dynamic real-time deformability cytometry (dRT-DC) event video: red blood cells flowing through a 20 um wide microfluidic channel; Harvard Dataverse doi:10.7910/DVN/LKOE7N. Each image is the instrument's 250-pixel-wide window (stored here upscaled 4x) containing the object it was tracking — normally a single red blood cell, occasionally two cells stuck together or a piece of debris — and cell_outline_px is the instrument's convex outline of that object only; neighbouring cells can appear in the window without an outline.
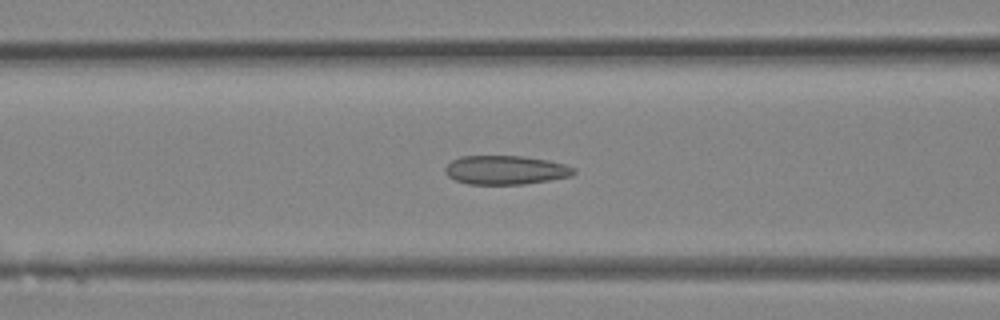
{"species": "Egyptian fruit bat (a non-hibernating species)", "species_latin": "Rousettus aegyptiacus", "temperature_condition": "room temperature", "stored_images_in_passage": 32, "camera_frame_rate_fps": 3000, "um_per_image_px": 0.085, "animal": {"sex": "female"}, "frame": {"image": 1, "passage_image": 13, "time_ms": 4.0, "image_size_px": [1000, 320], "cell_outline_px": [[576, 172], [572, 176], [524, 184], [468, 184], [456, 180], [448, 176], [444, 172], [444, 168], [452, 160], [460, 156], [520, 156], [548, 160], [564, 164], [576, 168]], "centroid_in_image_um": [42.97, 14.45], "position_along_channel_um": 123.6, "area_um2": 21.68}}
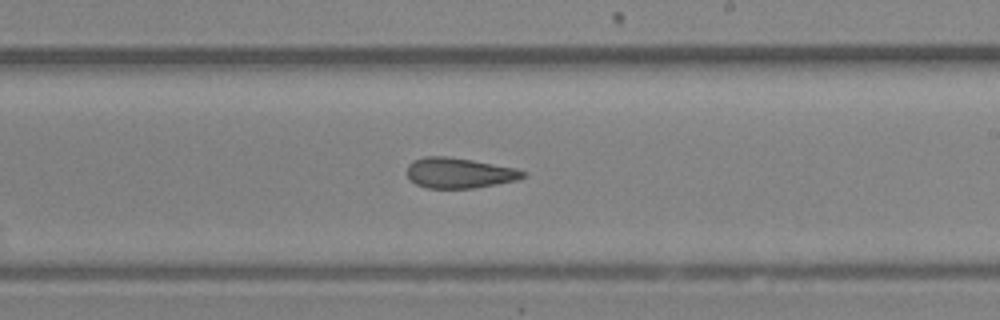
{"frame": {"image": 2, "passage_image": 19, "time_ms": 6.0, "image_size_px": [1000, 320], "cell_outline_px": [[528, 176], [520, 180], [472, 188], [428, 188], [416, 184], [408, 180], [408, 164], [412, 160], [424, 156], [448, 156], [472, 160], [516, 168], [528, 172]], "centroid_in_image_um": [39.06, 14.7], "position_along_channel_um": 249.9, "area_um2": 20.81}}
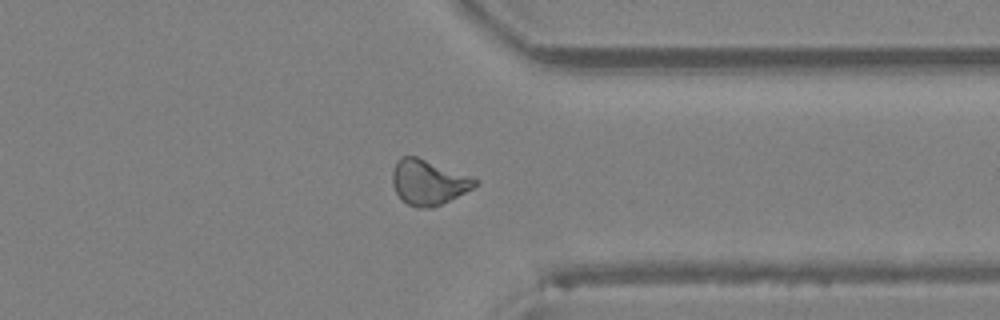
{"frame": {"image": 3, "passage_image": 25, "time_ms": 8.0, "image_size_px": [1000, 320], "cell_outline_px": [[480, 180], [472, 188], [432, 208], [416, 208], [408, 204], [396, 192], [392, 184], [392, 172], [396, 160], [400, 156], [416, 156]], "centroid_in_image_um": [36.36, 15.48], "position_along_channel_um": 375.0, "area_um2": 21.33}}